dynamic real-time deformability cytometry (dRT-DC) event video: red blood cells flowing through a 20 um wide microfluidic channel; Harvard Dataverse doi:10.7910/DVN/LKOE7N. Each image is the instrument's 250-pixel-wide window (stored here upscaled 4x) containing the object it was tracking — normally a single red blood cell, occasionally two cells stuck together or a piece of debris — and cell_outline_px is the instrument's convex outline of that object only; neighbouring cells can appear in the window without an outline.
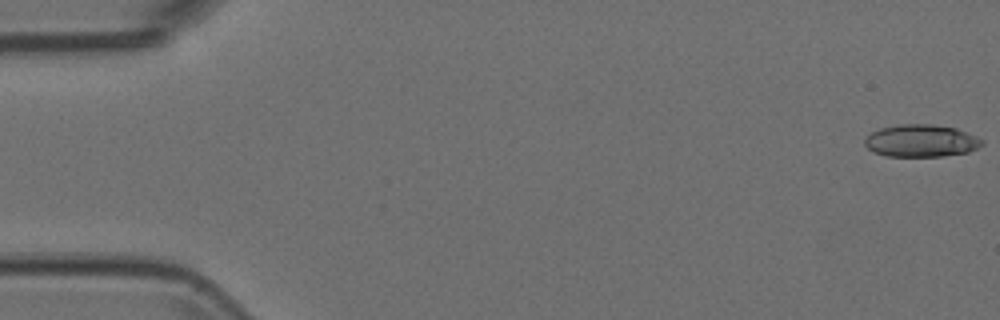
{"species": "Egyptian fruit bat (a non-hibernating species)", "species_latin": "Rousettus aegyptiacus", "temperature_condition": "room temperature", "stored_images_in_passage": 54, "camera_frame_rate_fps": 3000, "um_per_image_px": 0.085, "animal": {"sex": "female"}, "frame": {"image": 1, "passage_image": 1, "time_ms": 0.0, "image_size_px": [1000, 320], "cell_outline_px": [[984, 144], [968, 152], [944, 156], [888, 156], [872, 152], [864, 144], [864, 140], [872, 132], [880, 128], [896, 124], [932, 124], [956, 128], [976, 136], [984, 140]], "centroid_in_image_um": [78.29, 11.96], "position_along_channel_um": 6.7, "area_um2": 22.2}}
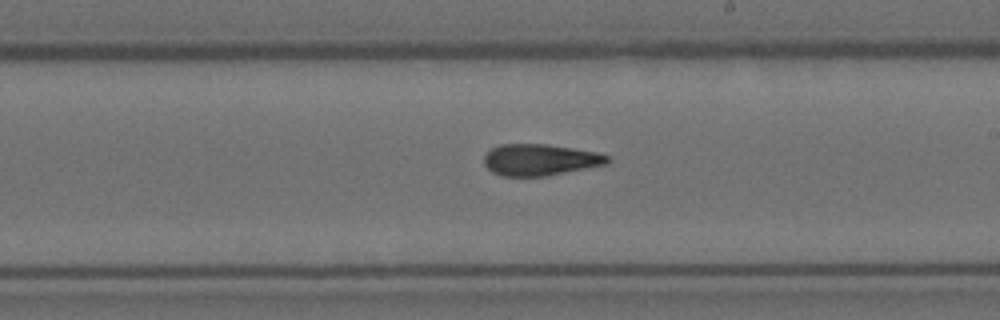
{"frame": {"image": 2, "passage_image": 31, "time_ms": 10.0, "image_size_px": [1000, 320], "cell_outline_px": [[612, 160], [608, 164], [544, 176], [500, 176], [492, 172], [484, 164], [484, 152], [500, 144], [544, 144], [572, 148], [596, 152], [608, 156]], "centroid_in_image_um": [45.87, 13.58], "position_along_channel_um": 243.1, "area_um2": 22.66}}
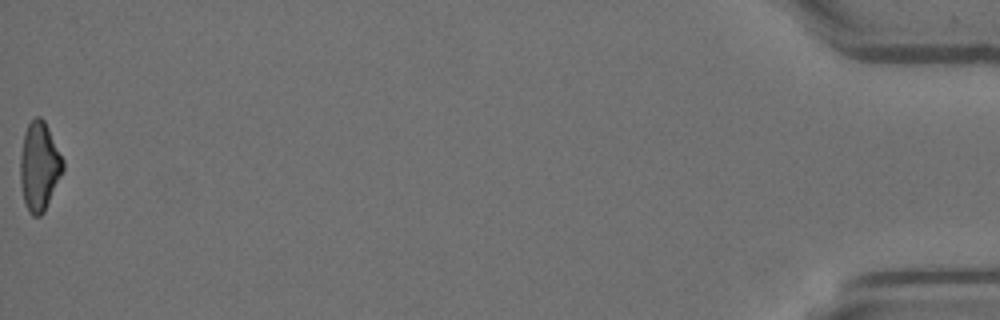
{"frame": {"image": 3, "passage_image": 54, "time_ms": 17.667, "image_size_px": [1000, 320], "cell_outline_px": [[64, 172], [44, 212], [40, 216], [32, 216], [28, 212], [24, 204], [20, 184], [20, 156], [24, 132], [28, 124], [36, 116], [40, 116], [44, 120], [64, 160]], "centroid_in_image_um": [3.34, 14.17], "position_along_channel_um": 431.9, "area_um2": 22.43}}